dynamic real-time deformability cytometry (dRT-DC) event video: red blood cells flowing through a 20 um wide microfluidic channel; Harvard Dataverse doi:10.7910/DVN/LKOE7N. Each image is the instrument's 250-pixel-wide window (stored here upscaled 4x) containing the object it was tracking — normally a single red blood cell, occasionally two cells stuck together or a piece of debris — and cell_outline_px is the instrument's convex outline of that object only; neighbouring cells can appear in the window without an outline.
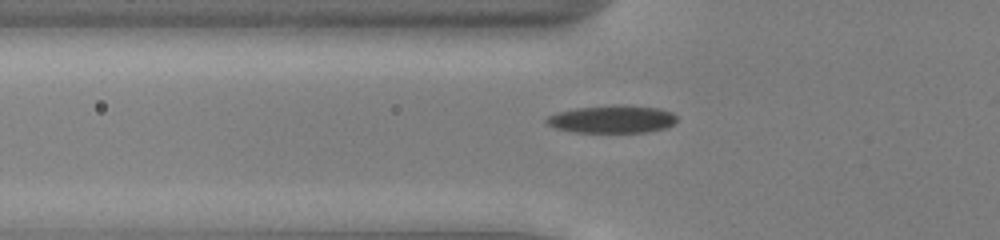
{"species": "common noctule bat (a hibernating species)", "species_latin": "Nyctalus noctula", "temperature_condition": "cold", "stored_images_in_passage": 43, "camera_frame_rate_fps": 3000, "um_per_image_px": 0.085, "animal": {"sex": "male", "body_mass_g": 13.0, "forearm_length_mm": 53.1}, "frame": {"image": 1, "passage_image": 9, "time_ms": 2.667, "image_size_px": [1000, 240], "cell_outline_px": [[676, 120], [668, 128], [648, 132], [572, 132], [556, 128], [548, 124], [544, 120], [548, 116], [560, 112], [576, 108], [660, 108], [672, 112], [676, 116]], "centroid_in_image_um": [52.04, 10.19], "position_along_channel_um": 73.8, "area_um2": 19.88}}
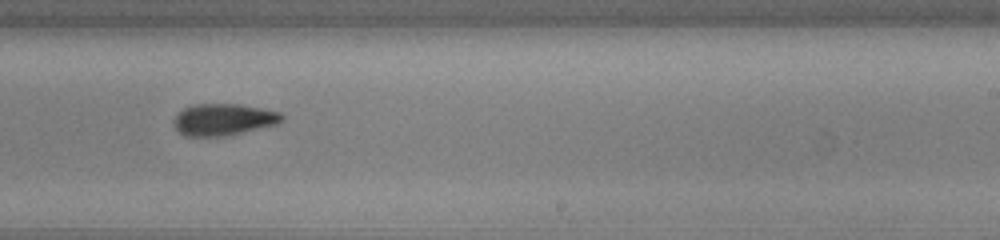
{"frame": {"image": 2, "passage_image": 24, "time_ms": 7.667, "image_size_px": [1000, 240], "cell_outline_px": [[284, 120], [276, 124], [224, 136], [184, 136], [176, 128], [172, 120], [184, 108], [192, 104], [240, 104], [280, 112], [284, 116]], "centroid_in_image_um": [18.98, 10.15], "position_along_channel_um": 270.0, "area_um2": 19.83}}
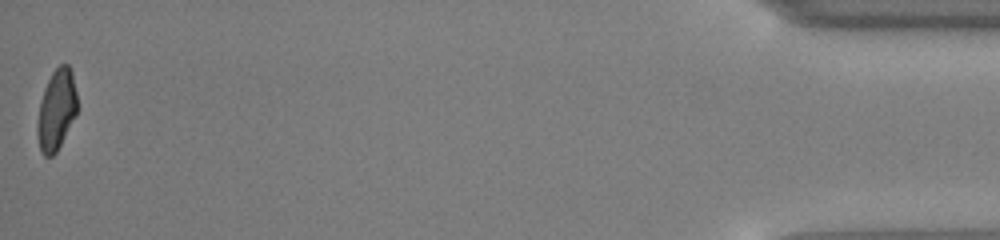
{"frame": {"image": 3, "passage_image": 43, "time_ms": 14.0, "image_size_px": [1000, 240], "cell_outline_px": [[76, 116], [56, 152], [52, 156], [44, 156], [40, 152], [36, 132], [36, 124], [40, 100], [44, 88], [52, 72], [60, 64], [68, 64], [72, 72], [76, 92]], "centroid_in_image_um": [4.77, 9.35], "position_along_channel_um": 430.4, "area_um2": 18.84}, "authors_computed_cell_mechanics": {"area_um2": 20.1722, "velocity_mm_per_s": 3.9404, "shape_relaxation_time_tau1_ms": 3.8418, "shape_relaxation_time_tau2_ms": 2.8473, "deformation_change_tau1": 0.1251, "deformation_change_tau2": 0.0864}}